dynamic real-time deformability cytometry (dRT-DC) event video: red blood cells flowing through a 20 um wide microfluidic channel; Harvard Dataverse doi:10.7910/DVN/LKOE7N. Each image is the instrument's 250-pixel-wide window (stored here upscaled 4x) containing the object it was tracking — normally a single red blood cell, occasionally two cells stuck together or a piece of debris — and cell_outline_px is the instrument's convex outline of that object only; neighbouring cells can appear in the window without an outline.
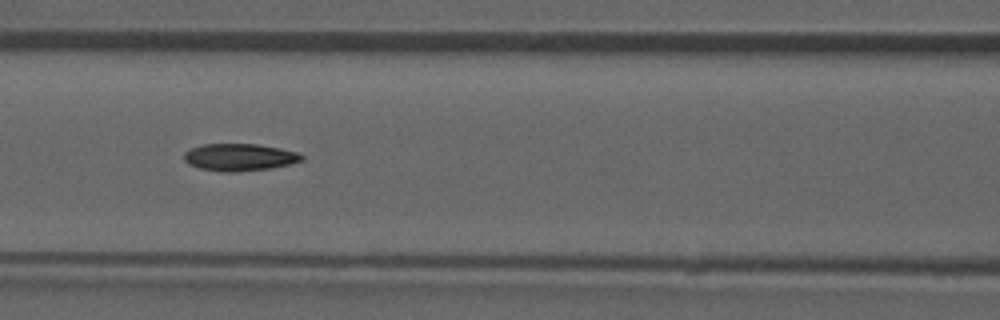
{"species": "common noctule bat (a hibernating species)", "species_latin": "Nyctalus noctula", "temperature_condition": "room temperature", "stored_images_in_passage": 50, "camera_frame_rate_fps": 3000, "um_per_image_px": 0.085, "animal": {"sex": "male", "forearm_length_mm": 52.5}, "frame": {"image": 1, "passage_image": 22, "time_ms": 7.0, "image_size_px": [1000, 320], "cell_outline_px": [[304, 160], [272, 168], [236, 172], [224, 172], [200, 168], [188, 164], [184, 160], [184, 152], [192, 148], [204, 144], [256, 144], [280, 148], [296, 152], [304, 156]], "centroid_in_image_um": [20.35, 13.37], "position_along_channel_um": 146.2, "area_um2": 18.61}}